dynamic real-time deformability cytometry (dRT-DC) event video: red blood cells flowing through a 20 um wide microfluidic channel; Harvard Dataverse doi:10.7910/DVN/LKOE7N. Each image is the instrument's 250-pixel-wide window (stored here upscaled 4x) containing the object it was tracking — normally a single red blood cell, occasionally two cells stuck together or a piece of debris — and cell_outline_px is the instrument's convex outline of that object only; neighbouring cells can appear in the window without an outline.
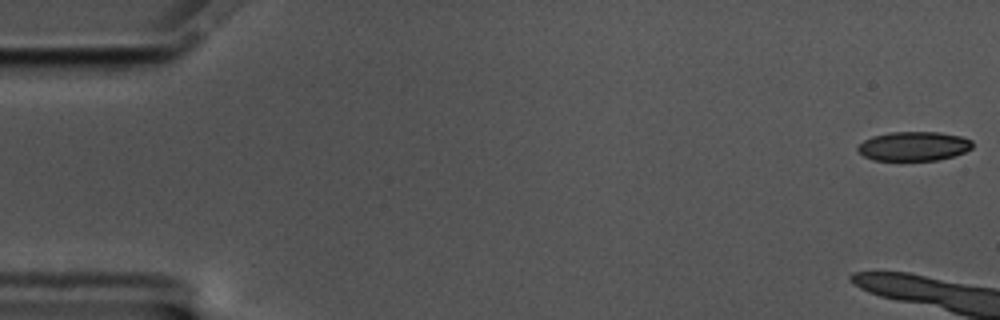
{"species": "common noctule bat (a hibernating species)", "species_latin": "Nyctalus noctula", "temperature_condition": "cold", "stored_images_in_passage": 7, "camera_frame_rate_fps": 3000, "um_per_image_px": 0.085, "animal": {"sex": "male", "body_mass_g": 17.5, "forearm_length_mm": 52.3}, "frame": {"image": 1, "passage_image": 1, "time_ms": 0.0, "image_size_px": [1000, 320], "cell_outline_px": [[972, 148], [964, 152], [952, 156], [936, 160], [872, 160], [864, 156], [856, 148], [864, 140], [872, 136], [892, 132], [940, 132], [960, 136], [972, 140]], "centroid_in_image_um": [77.66, 12.42], "position_along_channel_um": 7.3, "area_um2": 19.42}}